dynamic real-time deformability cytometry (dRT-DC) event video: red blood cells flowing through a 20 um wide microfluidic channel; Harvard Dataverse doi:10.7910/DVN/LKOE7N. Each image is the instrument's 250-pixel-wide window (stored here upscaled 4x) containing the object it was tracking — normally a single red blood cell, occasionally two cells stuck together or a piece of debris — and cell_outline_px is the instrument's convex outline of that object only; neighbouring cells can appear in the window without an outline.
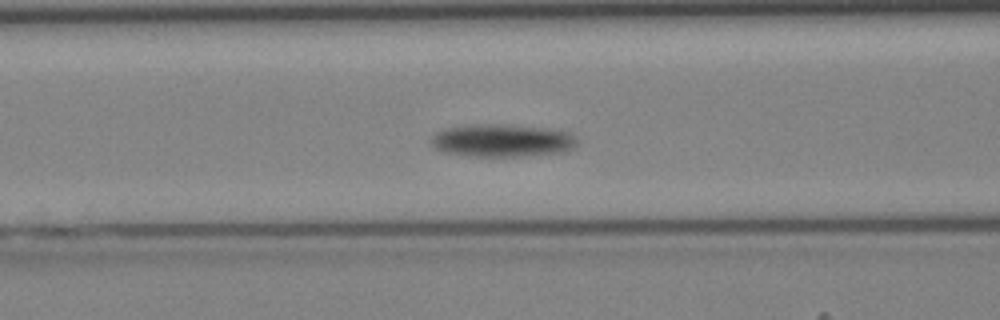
{"species": "Egyptian fruit bat (a non-hibernating species)", "species_latin": "Rousettus aegyptiacus", "temperature_condition": "cold", "stored_images_in_passage": 47, "camera_frame_rate_fps": 3000, "um_per_image_px": 0.085, "animal": {"sex": "female"}, "frame": {"image": 1, "passage_image": 19, "time_ms": 6.0, "image_size_px": [1000, 320], "cell_outline_px": [[576, 144], [572, 148], [560, 152], [516, 156], [468, 156], [444, 152], [436, 148], [428, 140], [436, 132], [448, 128], [488, 124], [500, 124], [548, 128], [572, 132], [576, 140]], "centroid_in_image_um": [42.68, 11.94], "position_along_channel_um": 123.9, "area_um2": 27.51}}
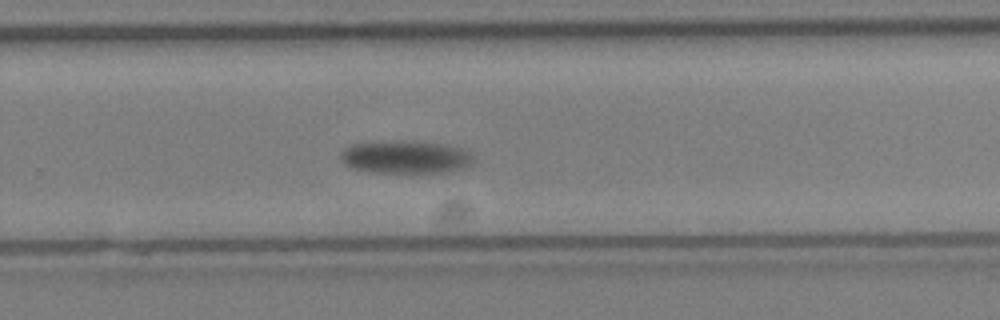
{"frame": {"image": 2, "passage_image": 31, "time_ms": 10.0, "image_size_px": [1000, 320], "cell_outline_px": [[476, 160], [464, 168], [444, 172], [368, 172], [352, 168], [344, 164], [340, 156], [340, 152], [348, 144], [380, 140], [396, 140], [452, 144], [468, 148], [472, 152]], "centroid_in_image_um": [34.5, 13.31], "position_along_channel_um": 295.3, "area_um2": 26.36}}
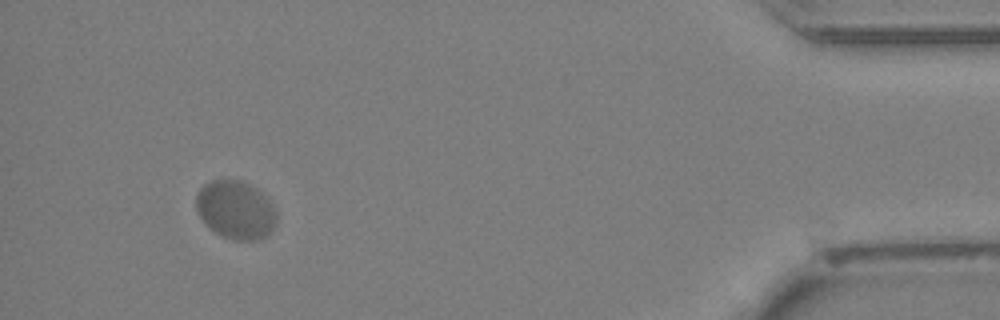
{"frame": {"image": 3, "passage_image": 44, "time_ms": 14.333, "image_size_px": [1000, 320], "cell_outline_px": [[276, 224], [268, 236], [256, 240], [232, 240], [208, 228], [204, 224], [196, 212], [196, 196], [200, 188], [204, 184], [212, 180], [240, 180], [256, 188], [276, 208]], "centroid_in_image_um": [20.02, 17.86], "position_along_channel_um": 415.2, "area_um2": 27.51}}